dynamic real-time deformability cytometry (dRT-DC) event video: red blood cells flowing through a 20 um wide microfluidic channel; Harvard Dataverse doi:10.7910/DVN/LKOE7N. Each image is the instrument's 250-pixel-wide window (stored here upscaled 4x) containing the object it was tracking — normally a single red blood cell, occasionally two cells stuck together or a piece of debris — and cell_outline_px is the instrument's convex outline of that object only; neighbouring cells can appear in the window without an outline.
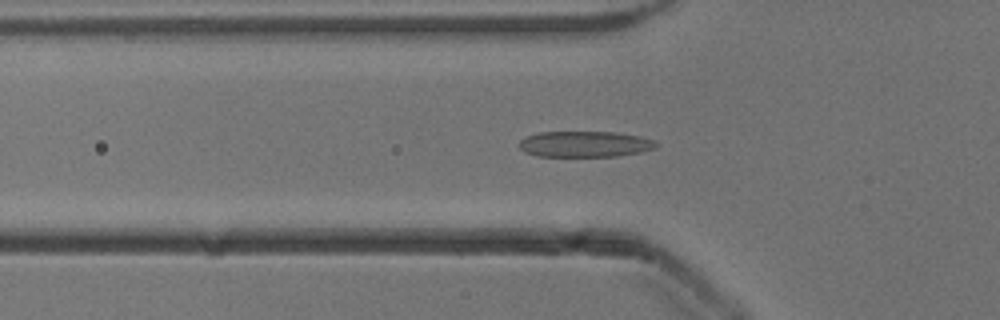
{"species": "common noctule bat (a hibernating species)", "species_latin": "Nyctalus noctula", "temperature_condition": "cold", "stored_images_in_passage": 54, "segment_of_instrument_passage": [1, 2], "camera_frame_rate_fps": 3000, "um_per_image_px": 0.085, "animal": {"sex": "male", "body_mass_g": 13.3}, "frame": {"image": 1, "passage_image": 18, "time_ms": 5.667, "image_size_px": [1000, 320], "cell_outline_px": [[656, 148], [640, 152], [616, 156], [536, 156], [524, 152], [520, 148], [520, 140], [524, 136], [540, 132], [616, 132], [640, 136], [652, 140], [656, 144]], "centroid_in_image_um": [49.67, 12.24], "position_along_channel_um": 76.1, "area_um2": 20.63}}
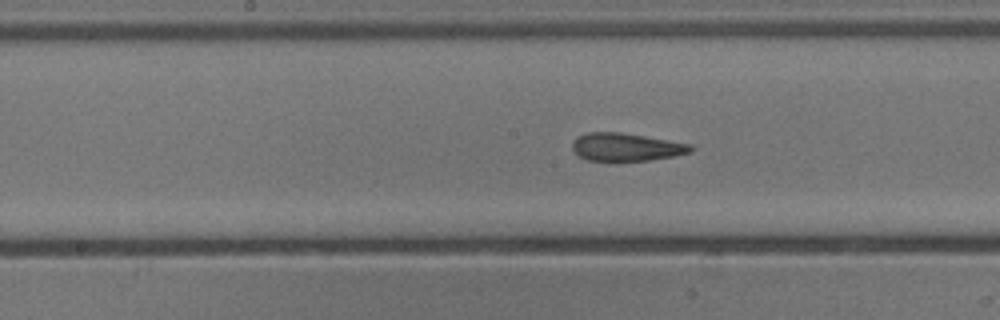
{"frame": {"image": 2, "passage_image": 27, "time_ms": 8.667, "image_size_px": [1000, 320], "cell_outline_px": [[696, 148], [688, 152], [672, 156], [648, 160], [588, 160], [580, 156], [572, 148], [572, 144], [580, 136], [588, 132], [620, 132], [692, 144]], "centroid_in_image_um": [53.25, 12.49], "position_along_channel_um": 194.9, "area_um2": 18.79}}
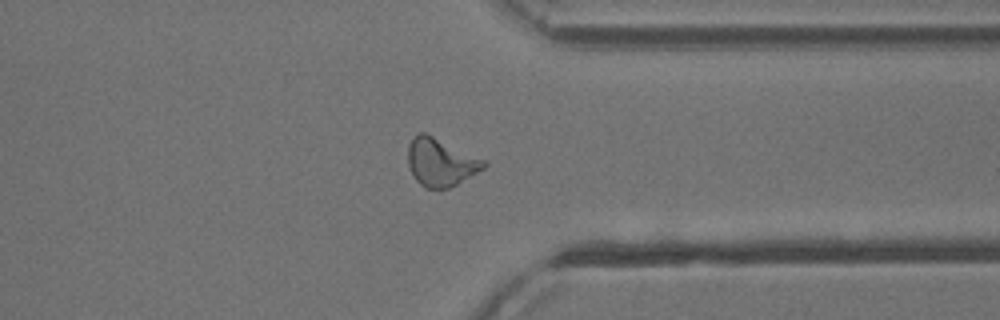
{"frame": {"image": 3, "passage_image": 41, "time_ms": 13.333, "image_size_px": [1000, 320], "cell_outline_px": [[488, 164], [484, 168], [456, 184], [448, 188], [424, 188], [416, 180], [408, 164], [408, 144], [412, 136], [416, 132], [424, 132], [484, 160]], "centroid_in_image_um": [37.41, 13.77], "position_along_channel_um": 374.0, "area_um2": 20.81}}